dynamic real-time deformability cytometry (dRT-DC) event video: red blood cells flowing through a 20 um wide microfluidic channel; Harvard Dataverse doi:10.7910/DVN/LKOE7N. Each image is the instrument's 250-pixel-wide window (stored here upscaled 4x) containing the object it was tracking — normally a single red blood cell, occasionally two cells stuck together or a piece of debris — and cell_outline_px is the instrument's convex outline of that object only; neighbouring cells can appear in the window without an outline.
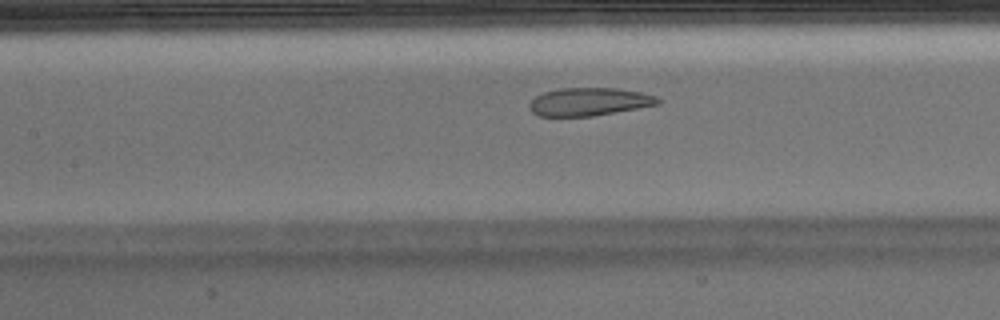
{"species": "Egyptian fruit bat (a non-hibernating species)", "species_latin": "Rousettus aegyptiacus", "temperature_condition": "warm", "stored_images_in_passage": 32, "camera_frame_rate_fps": 3000, "um_per_image_px": 0.085, "animal": {"sex": "male"}, "frame": {"image": 1, "passage_image": 10, "time_ms": 3.0, "image_size_px": [1000, 320], "cell_outline_px": [[660, 104], [592, 116], [540, 116], [532, 112], [528, 108], [528, 104], [536, 96], [544, 92], [560, 88], [616, 88], [640, 92], [656, 96], [660, 100]], "centroid_in_image_um": [50.05, 8.64], "position_along_channel_um": 157.3, "area_um2": 20.87}, "authors_computed_cell_mechanics": {"area_um2": 22.7443, "velocity_mm_per_s": 3.917, "shape_relaxation_time_tau1_ms": null, "shape_relaxation_time_tau2_ms": 1.2599, "deformation_change_tau1": null, "deformation_change_tau2": 0.0766}}